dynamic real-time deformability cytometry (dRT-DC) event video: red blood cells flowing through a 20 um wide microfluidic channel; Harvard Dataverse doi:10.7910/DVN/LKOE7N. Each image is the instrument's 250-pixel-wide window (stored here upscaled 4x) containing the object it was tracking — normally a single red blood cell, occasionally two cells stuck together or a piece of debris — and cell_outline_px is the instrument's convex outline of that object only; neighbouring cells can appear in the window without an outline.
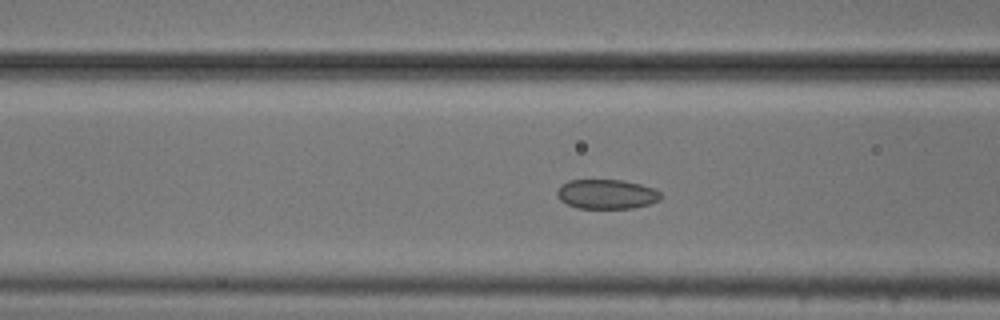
{"species": "common noctule bat (a hibernating species)", "species_latin": "Nyctalus noctula", "temperature_condition": "cold", "stored_images_in_passage": 52, "camera_frame_rate_fps": 3000, "um_per_image_px": 0.085, "animal": {"sex": "male", "body_mass_g": 20.5, "forearm_length_mm": 52.5}, "frame": {"image": 1, "passage_image": 18, "time_ms": 5.667, "image_size_px": [1000, 320], "cell_outline_px": [[664, 196], [660, 200], [648, 204], [632, 208], [576, 208], [560, 200], [556, 196], [556, 192], [560, 184], [568, 180], [624, 180], [640, 184], [652, 188], [660, 192]], "centroid_in_image_um": [51.54, 16.5], "position_along_channel_um": 115.1, "area_um2": 17.98}}
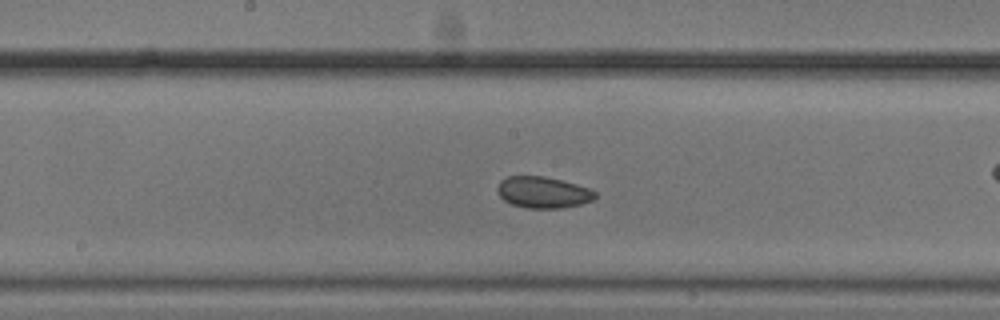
{"frame": {"image": 2, "passage_image": 25, "time_ms": 8.0, "image_size_px": [1000, 320], "cell_outline_px": [[596, 196], [592, 200], [580, 204], [560, 208], [528, 208], [512, 204], [504, 200], [500, 196], [496, 188], [500, 180], [508, 176], [544, 176], [592, 188], [596, 192]], "centroid_in_image_um": [46.15, 16.34], "position_along_channel_um": 202.0, "area_um2": 17.86}}
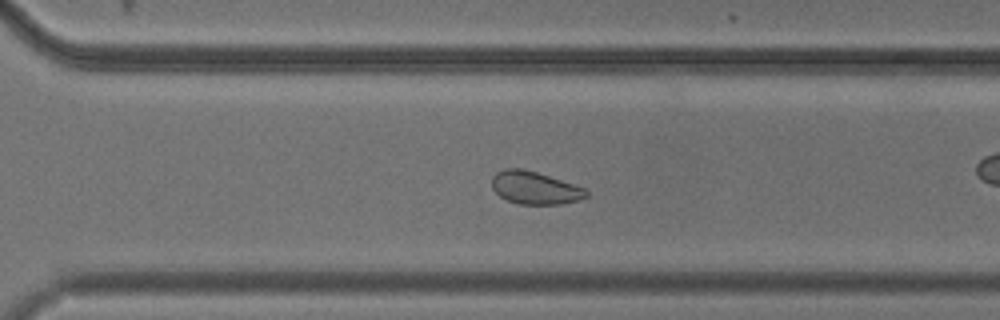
{"frame": {"image": 3, "passage_image": 35, "time_ms": 11.333, "image_size_px": [1000, 320], "cell_outline_px": [[588, 196], [576, 200], [560, 204], [520, 204], [508, 200], [500, 196], [492, 188], [492, 176], [496, 172], [504, 168], [520, 168], [536, 172], [584, 188], [588, 192]], "centroid_in_image_um": [45.42, 15.96], "position_along_channel_um": 325.2, "area_um2": 17.69}, "authors_computed_cell_mechanics": {"area_um2": 19.7965, "velocity_mm_per_s": 3.7151, "shape_relaxation_time_tau1_ms": 7.0979, "shape_relaxation_time_tau2_ms": 2.8837, "deformation_change_tau1": 0.0753, "deformation_change_tau2": 0.0601}}